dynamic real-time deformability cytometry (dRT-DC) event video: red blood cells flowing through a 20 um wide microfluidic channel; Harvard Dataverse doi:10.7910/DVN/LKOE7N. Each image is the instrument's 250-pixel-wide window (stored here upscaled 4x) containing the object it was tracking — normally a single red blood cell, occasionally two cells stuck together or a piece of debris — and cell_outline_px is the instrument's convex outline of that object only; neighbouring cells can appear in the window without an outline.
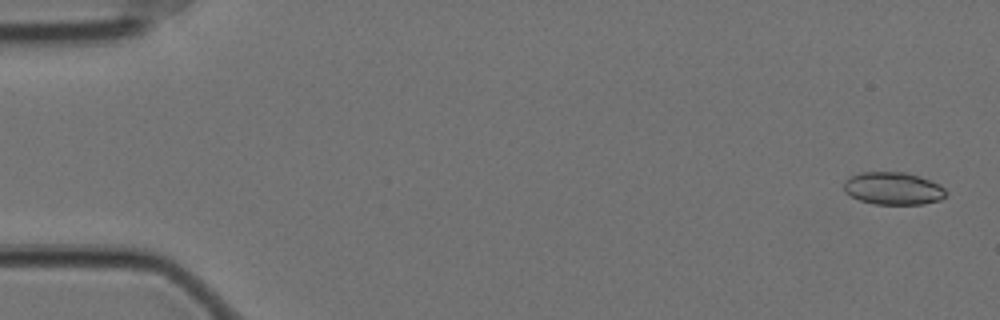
{"species": "Egyptian fruit bat (a non-hibernating species)", "species_latin": "Rousettus aegyptiacus", "temperature_condition": "cold", "stored_images_in_passage": 58, "camera_frame_rate_fps": 3000, "um_per_image_px": 0.085, "animal": {"sex": "female"}, "frame": {"image": 1, "passage_image": 2, "time_ms": 0.333, "image_size_px": [1000, 320], "cell_outline_px": [[948, 192], [940, 200], [924, 204], [876, 204], [860, 200], [844, 192], [844, 180], [860, 172], [904, 172], [940, 184]], "centroid_in_image_um": [75.91, 16.02], "position_along_channel_um": 9.1, "area_um2": 19.25}}
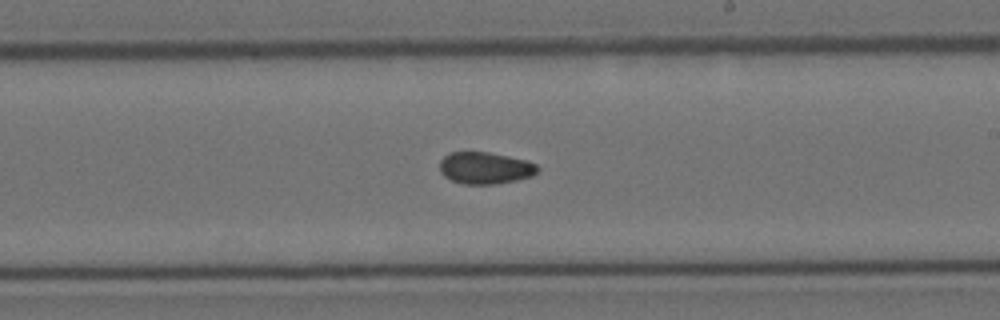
{"frame": {"image": 2, "passage_image": 34, "time_ms": 11.0, "image_size_px": [1000, 320], "cell_outline_px": [[540, 168], [532, 176], [516, 180], [496, 184], [464, 184], [452, 180], [444, 176], [440, 172], [440, 160], [448, 152], [488, 152], [528, 160], [536, 164]], "centroid_in_image_um": [41.24, 14.27], "position_along_channel_um": 247.8, "area_um2": 18.26}}
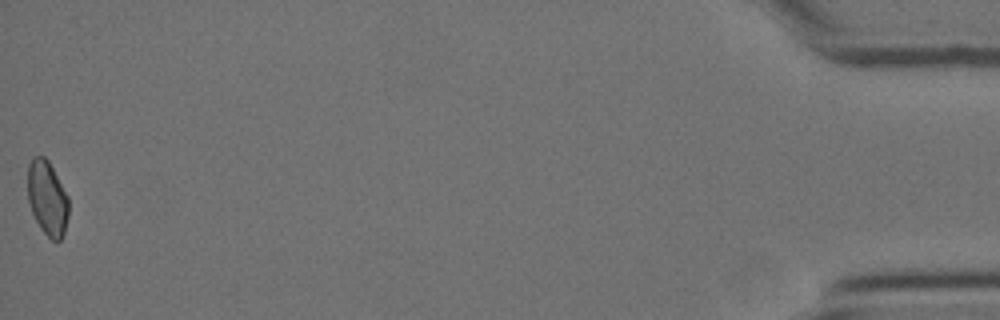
{"frame": {"image": 3, "passage_image": 58, "time_ms": 19.0, "image_size_px": [1000, 320], "cell_outline_px": [[68, 216], [64, 232], [60, 240], [52, 240], [40, 228], [32, 212], [28, 200], [28, 164], [32, 156], [44, 156], [48, 160], [68, 196]], "centroid_in_image_um": [4.01, 16.82], "position_along_channel_um": 431.2, "area_um2": 17.69}, "authors_computed_cell_mechanics": {"area_um2": 18.6116, "velocity_mm_per_s": 3.5077, "shape_relaxation_time_tau1_ms": null, "shape_relaxation_time_tau2_ms": 3.3942, "deformation_change_tau1": null, "deformation_change_tau2": 0.0691}}